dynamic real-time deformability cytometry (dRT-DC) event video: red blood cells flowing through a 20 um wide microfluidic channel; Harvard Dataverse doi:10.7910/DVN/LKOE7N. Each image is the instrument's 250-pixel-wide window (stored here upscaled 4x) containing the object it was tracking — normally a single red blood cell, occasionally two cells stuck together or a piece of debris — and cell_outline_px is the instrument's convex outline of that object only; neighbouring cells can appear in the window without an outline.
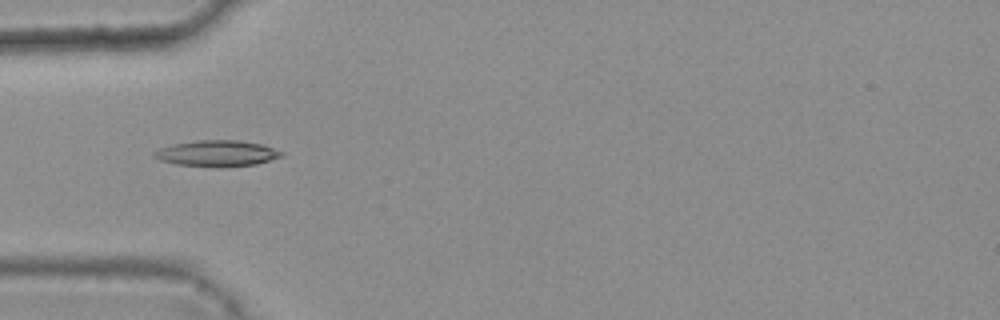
{"species": "common noctule bat (a hibernating species)", "species_latin": "Nyctalus noctula", "temperature_condition": "warm", "stored_images_in_passage": 5, "camera_frame_rate_fps": 3000, "um_per_image_px": 0.085, "animal": {"sex": "female", "body_mass_g": 25.1}, "frame": {"image": 1, "passage_image": 4, "time_ms": 1.0, "image_size_px": [1000, 320], "cell_outline_px": [[284, 156], [256, 164], [220, 168], [176, 164], [160, 160], [152, 156], [152, 152], [160, 148], [172, 144], [196, 140], [236, 140], [260, 144], [284, 152]], "centroid_in_image_um": [18.42, 13.05], "position_along_channel_um": 66.6, "area_um2": 19.48}}
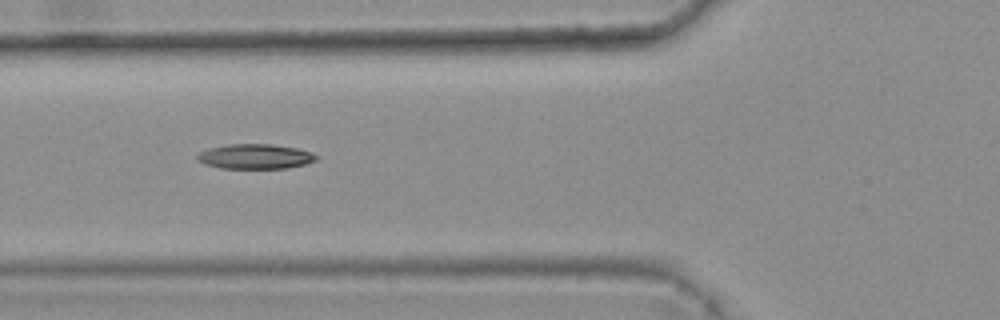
{"frame": {"image": 2, "passage_image": 5, "time_ms": 1.333, "image_size_px": [1000, 320], "cell_outline_px": [[320, 156], [316, 160], [304, 164], [288, 168], [220, 168], [204, 164], [196, 160], [196, 156], [200, 152], [208, 148], [228, 144], [272, 144], [296, 148], [312, 152]], "centroid_in_image_um": [21.68, 13.3], "position_along_channel_um": 104.1, "area_um2": 17.34}}